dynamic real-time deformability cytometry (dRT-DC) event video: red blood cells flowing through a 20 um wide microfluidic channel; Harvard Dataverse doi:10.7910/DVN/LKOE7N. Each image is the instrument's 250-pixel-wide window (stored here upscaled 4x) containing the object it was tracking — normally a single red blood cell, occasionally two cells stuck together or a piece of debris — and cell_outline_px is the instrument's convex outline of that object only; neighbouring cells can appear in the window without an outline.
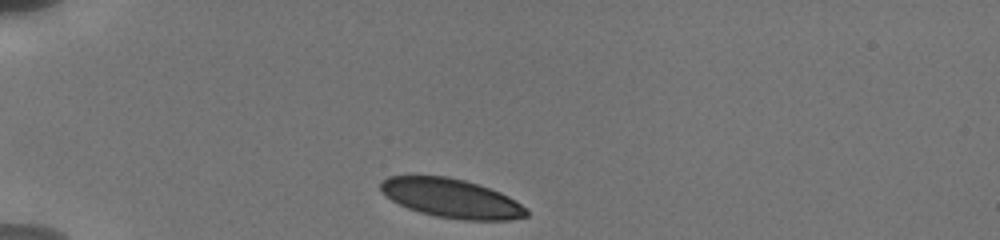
{"species": "human", "species_latin": "Homo sapiens", "temperature_condition": "cold", "stored_images_in_passage": 44, "camera_frame_rate_fps": 3000, "um_per_image_px": 0.085, "donor": {"sex": "male"}, "frame": {"image": 1, "passage_image": 1, "time_ms": 0.0, "image_size_px": [1000, 240], "cell_outline_px": [[528, 216], [508, 220], [460, 220], [436, 216], [420, 212], [408, 208], [392, 200], [380, 192], [380, 180], [388, 176], [448, 176], [464, 180], [500, 192], [508, 196], [528, 208]], "centroid_in_image_um": [38.36, 16.85], "position_along_channel_um": 46.6, "area_um2": 33.18}}
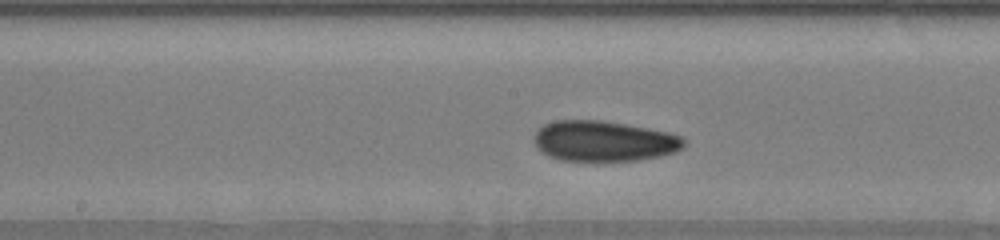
{"frame": {"image": 2, "passage_image": 16, "time_ms": 5.0, "image_size_px": [1000, 240], "cell_outline_px": [[684, 148], [676, 152], [660, 156], [640, 160], [560, 160], [548, 156], [536, 148], [532, 136], [544, 124], [556, 120], [604, 120], [668, 132], [680, 136], [684, 140]], "centroid_in_image_um": [51.3, 11.99], "position_along_channel_um": 196.9, "area_um2": 35.43}}
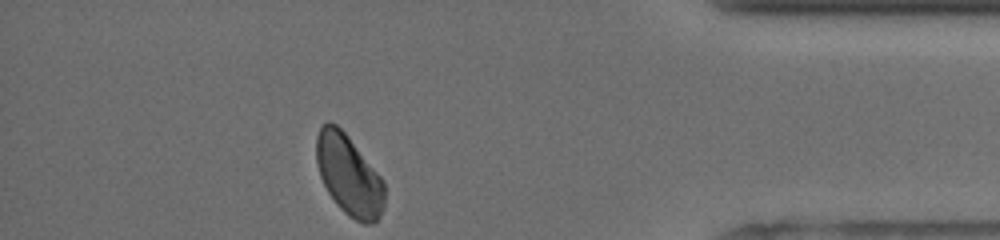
{"frame": {"image": 3, "passage_image": 44, "time_ms": 11.333, "image_size_px": [1000, 240], "cell_outline_px": [[384, 208], [380, 216], [372, 224], [364, 224], [348, 216], [336, 204], [328, 192], [320, 176], [316, 164], [316, 136], [320, 128], [328, 120], [336, 124], [348, 136], [384, 180]], "centroid_in_image_um": [29.65, 14.9], "position_along_channel_um": 405.5, "area_um2": 32.02}, "authors_computed_cell_mechanics": {"area_um2": 33.8419, "velocity_mm_per_s": 3.7709, "shape_relaxation_time_tau1_ms": 6.1548, "shape_relaxation_time_tau2_ms": 5.1379, "deformation_change_tau1": 0.1114, "deformation_change_tau2": 0.0731}}